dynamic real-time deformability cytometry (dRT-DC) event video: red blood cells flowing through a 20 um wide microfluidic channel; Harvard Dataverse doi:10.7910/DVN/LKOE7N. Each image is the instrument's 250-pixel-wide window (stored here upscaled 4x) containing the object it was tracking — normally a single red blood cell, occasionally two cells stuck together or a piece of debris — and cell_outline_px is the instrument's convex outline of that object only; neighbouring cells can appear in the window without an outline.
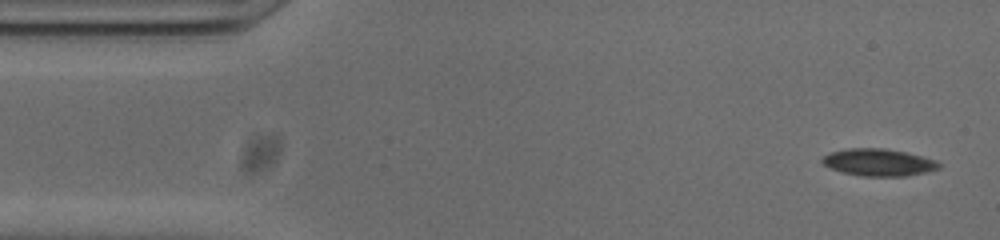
{"species": "common noctule bat (a hibernating species)", "species_latin": "Nyctalus noctula", "temperature_condition": "cold", "stored_images_in_passage": 51, "camera_frame_rate_fps": 3000, "um_per_image_px": 0.085, "animal": {"sex": "male", "body_mass_g": 20.0, "forearm_length_mm": 53.3}, "frame": {"image": 1, "passage_image": 2, "time_ms": 0.333, "image_size_px": [1000, 240], "cell_outline_px": [[940, 168], [924, 172], [904, 176], [864, 176], [844, 172], [832, 168], [824, 164], [820, 160], [824, 156], [832, 152], [848, 148], [880, 148], [904, 152], [936, 160], [940, 164]], "centroid_in_image_um": [74.68, 13.8], "position_along_channel_um": 10.3, "area_um2": 18.03}}
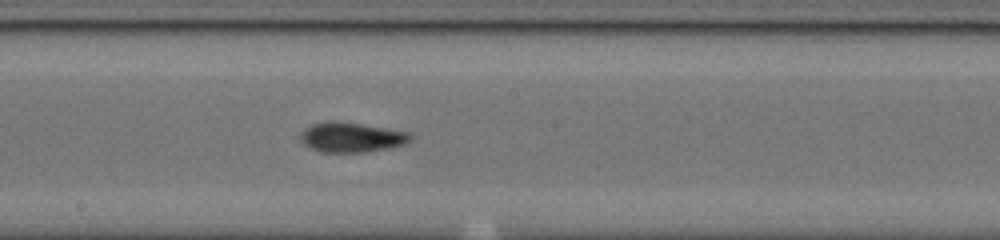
{"frame": {"image": 2, "passage_image": 26, "time_ms": 8.333, "image_size_px": [1000, 240], "cell_outline_px": [[412, 140], [404, 144], [388, 148], [364, 152], [320, 152], [304, 144], [300, 140], [300, 132], [304, 128], [312, 124], [328, 120], [340, 120], [408, 132], [412, 136]], "centroid_in_image_um": [29.83, 11.65], "position_along_channel_um": 218.4, "area_um2": 19.31}}
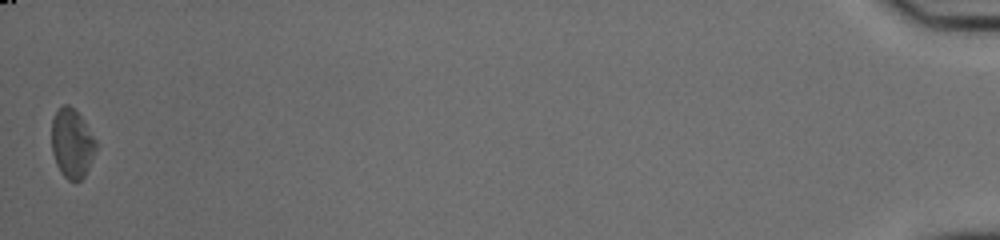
{"frame": {"image": 3, "passage_image": 51, "time_ms": 16.667, "image_size_px": [1000, 240], "cell_outline_px": [[96, 148], [88, 168], [84, 176], [80, 180], [68, 180], [60, 172], [56, 164], [52, 152], [52, 120], [56, 112], [64, 104], [68, 104], [84, 120], [96, 140]], "centroid_in_image_um": [6.11, 12.19], "position_along_channel_um": 429.1, "area_um2": 17.63}, "authors_computed_cell_mechanics": {"area_um2": 17.8602, "velocity_mm_per_s": 3.8398, "shape_relaxation_time_tau1_ms": 6.129, "shape_relaxation_time_tau2_ms": 2.6121, "deformation_change_tau1": 0.1653, "deformation_change_tau2": 0.0854}}